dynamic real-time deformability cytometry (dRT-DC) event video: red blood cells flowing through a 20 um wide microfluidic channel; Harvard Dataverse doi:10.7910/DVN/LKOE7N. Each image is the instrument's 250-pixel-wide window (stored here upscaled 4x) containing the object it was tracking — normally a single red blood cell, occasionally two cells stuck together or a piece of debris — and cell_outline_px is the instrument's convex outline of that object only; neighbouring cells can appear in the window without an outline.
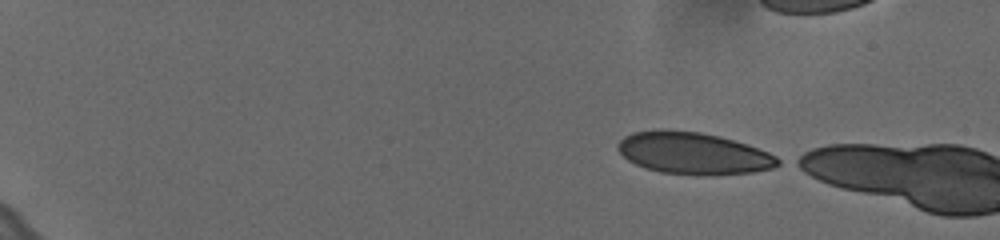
{"species": "human", "species_latin": "Homo sapiens", "temperature_condition": "cold", "stored_images_in_passage": 5, "camera_frame_rate_fps": 3000, "um_per_image_px": 0.085, "donor": {"sex": "female"}, "frame": {"image": 1, "passage_image": 1, "time_ms": 0.0, "image_size_px": [1000, 240], "cell_outline_px": [[784, 160], [780, 164], [772, 168], [752, 172], [660, 172], [636, 164], [628, 160], [620, 152], [620, 140], [624, 136], [636, 132], [660, 128], [664, 128], [700, 132], [720, 136], [768, 152]], "centroid_in_image_um": [58.93, 12.96], "position_along_channel_um": 26.1, "area_um2": 37.69}}